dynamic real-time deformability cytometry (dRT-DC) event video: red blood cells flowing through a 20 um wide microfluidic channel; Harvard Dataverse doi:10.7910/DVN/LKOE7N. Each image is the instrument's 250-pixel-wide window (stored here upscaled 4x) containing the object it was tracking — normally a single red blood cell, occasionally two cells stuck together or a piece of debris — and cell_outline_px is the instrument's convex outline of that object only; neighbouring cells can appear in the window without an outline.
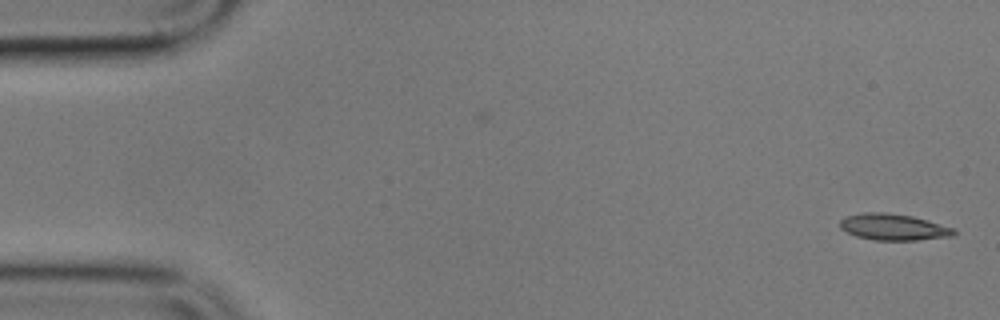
{"species": "common noctule bat (a hibernating species)", "species_latin": "Nyctalus noctula", "temperature_condition": "cold", "stored_images_in_passage": 2, "camera_frame_rate_fps": 3000, "um_per_image_px": 0.085, "animal": {"sex": "male", "body_mass_g": 17.9}, "frame": {"image": 1, "passage_image": 2, "time_ms": 1.333, "image_size_px": [1000, 320], "cell_outline_px": [[956, 232], [952, 236], [916, 240], [872, 240], [856, 236], [840, 228], [840, 220], [844, 216], [864, 212], [884, 212], [912, 216], [952, 228]], "centroid_in_image_um": [75.87, 19.29], "position_along_channel_um": 9.1, "area_um2": 17.34}}